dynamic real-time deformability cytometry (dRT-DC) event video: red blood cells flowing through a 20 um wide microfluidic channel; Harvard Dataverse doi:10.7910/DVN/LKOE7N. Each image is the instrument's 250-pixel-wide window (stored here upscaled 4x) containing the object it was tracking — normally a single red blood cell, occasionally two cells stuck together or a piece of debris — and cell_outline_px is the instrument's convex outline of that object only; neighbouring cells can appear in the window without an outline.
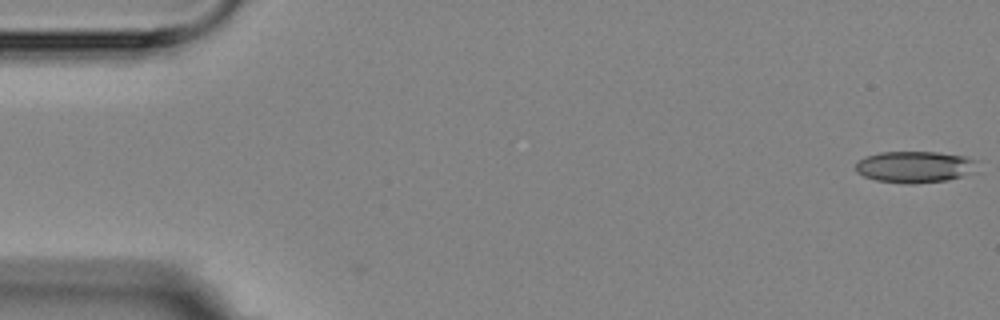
{"species": "Egyptian fruit bat (a non-hibernating species)", "species_latin": "Rousettus aegyptiacus", "temperature_condition": "room temperature", "stored_images_in_passage": 16, "camera_frame_rate_fps": 3000, "um_per_image_px": 0.085, "animal": {"sex": "female"}, "frame": {"image": 1, "passage_image": 1, "time_ms": 0.0, "image_size_px": [1000, 320], "cell_outline_px": [[980, 172], [948, 180], [912, 184], [904, 184], [876, 180], [864, 176], [856, 172], [856, 160], [864, 156], [880, 152], [940, 152], [964, 156], [980, 160]], "centroid_in_image_um": [77.86, 14.18], "position_along_channel_um": 7.1, "area_um2": 23.18}}
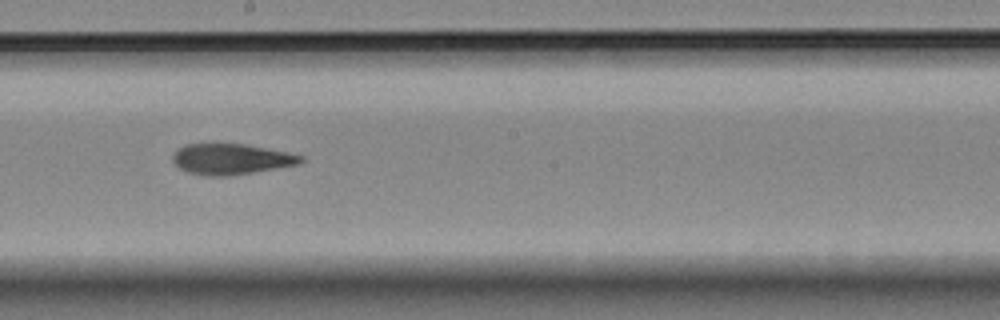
{"frame": {"image": 2, "passage_image": 10, "time_ms": 10.0, "image_size_px": [1000, 320], "cell_outline_px": [[304, 160], [300, 164], [228, 176], [208, 176], [188, 172], [180, 168], [172, 160], [172, 156], [176, 148], [184, 144], [208, 140], [216, 140], [244, 144], [288, 152], [304, 156]], "centroid_in_image_um": [19.57, 13.46], "position_along_channel_um": 228.6, "area_um2": 23.87}}
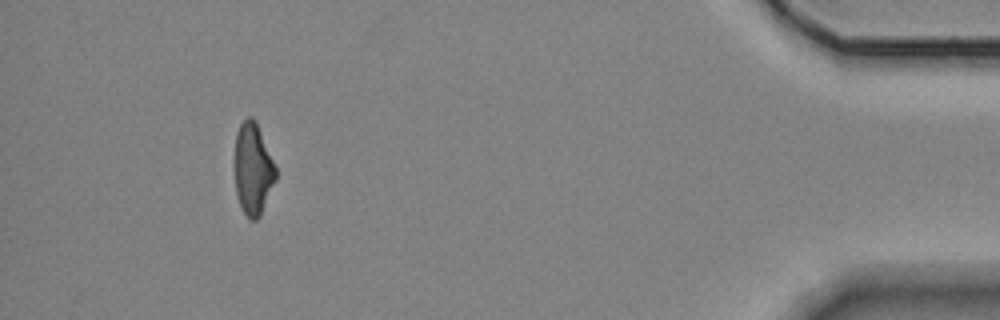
{"frame": {"image": 3, "passage_image": 16, "time_ms": 17.0, "image_size_px": [1000, 320], "cell_outline_px": [[276, 180], [260, 216], [256, 220], [248, 220], [240, 204], [236, 192], [236, 132], [240, 124], [248, 116], [252, 116], [256, 120], [276, 168]], "centroid_in_image_um": [21.52, 14.36], "position_along_channel_um": 413.7, "area_um2": 21.68}, "authors_computed_cell_mechanics": {"area_um2": 23.5246, "velocity_mm_per_s": 3.5637, "shape_relaxation_time_tau1_ms": null, "shape_relaxation_time_tau2_ms": 6.1297, "deformation_change_tau1": null, "deformation_change_tau2": 0.1634}}